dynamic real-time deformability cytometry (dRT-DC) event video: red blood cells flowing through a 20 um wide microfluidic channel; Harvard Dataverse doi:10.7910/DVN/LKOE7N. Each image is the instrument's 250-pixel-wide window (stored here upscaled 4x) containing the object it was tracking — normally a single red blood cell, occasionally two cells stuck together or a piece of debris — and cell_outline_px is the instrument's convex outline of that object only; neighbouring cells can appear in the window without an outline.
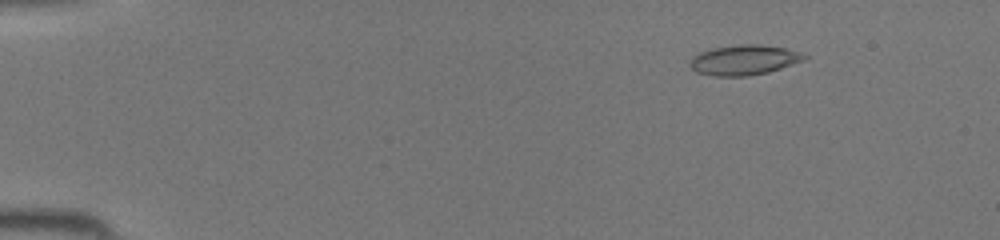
{"species": "common noctule bat (a hibernating species)", "species_latin": "Nyctalus noctula", "temperature_condition": "room temperature", "stored_images_in_passage": 44, "camera_frame_rate_fps": 3000, "um_per_image_px": 0.085, "animal": {"sex": "female", "body_mass_g": 19.5, "forearm_length_mm": 54.1}, "frame": {"image": 1, "passage_image": 6, "time_ms": 1.667, "image_size_px": [1000, 240], "cell_outline_px": [[808, 56], [804, 60], [768, 72], [748, 76], [712, 76], [696, 72], [688, 64], [692, 56], [696, 52], [712, 48], [740, 44], [760, 44], [784, 48], [800, 52]], "centroid_in_image_um": [63.18, 5.09], "position_along_channel_um": 21.8, "area_um2": 20.17}}
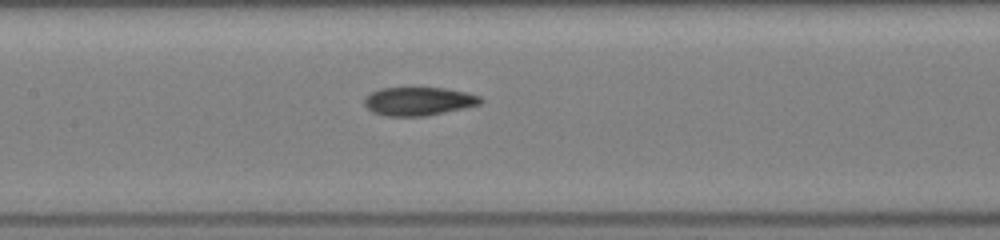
{"frame": {"image": 2, "passage_image": 22, "time_ms": 7.0, "image_size_px": [1000, 240], "cell_outline_px": [[484, 100], [480, 104], [464, 108], [424, 116], [388, 116], [372, 112], [364, 104], [364, 100], [372, 92], [380, 88], [444, 88], [464, 92], [480, 96]], "centroid_in_image_um": [35.58, 8.61], "position_along_channel_um": 171.8, "area_um2": 19.02}}
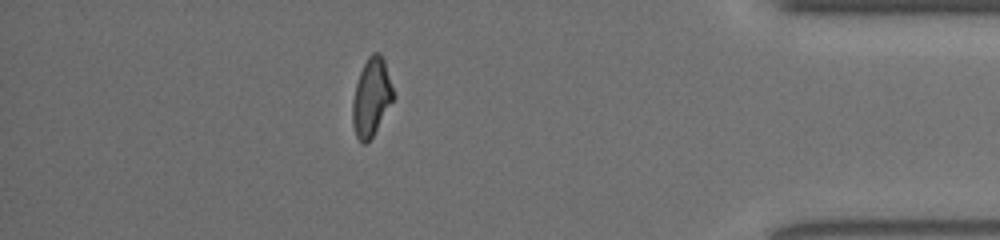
{"frame": {"image": 3, "passage_image": 39, "time_ms": 12.667, "image_size_px": [1000, 240], "cell_outline_px": [[396, 96], [372, 136], [364, 144], [360, 144], [356, 136], [352, 124], [352, 100], [356, 84], [360, 72], [368, 56], [372, 52], [380, 52], [384, 60]], "centroid_in_image_um": [31.57, 8.26], "position_along_channel_um": 403.6, "area_um2": 18.61}}